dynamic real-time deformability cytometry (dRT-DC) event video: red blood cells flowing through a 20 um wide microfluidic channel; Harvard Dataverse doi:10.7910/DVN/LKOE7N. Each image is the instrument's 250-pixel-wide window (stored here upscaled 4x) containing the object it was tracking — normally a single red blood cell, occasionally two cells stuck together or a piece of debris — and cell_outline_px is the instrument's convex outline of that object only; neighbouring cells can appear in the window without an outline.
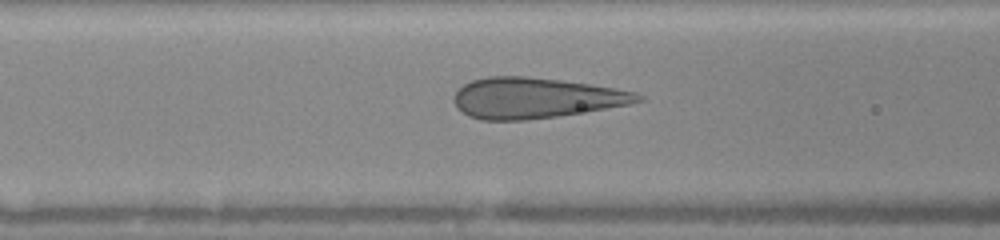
{"species": "human", "species_latin": "Homo sapiens", "temperature_condition": "warm", "stored_images_in_passage": 36, "camera_frame_rate_fps": 3000, "um_per_image_px": 0.085, "donor": {"sex": "female"}, "frame": {"image": 1, "passage_image": 10, "time_ms": 2.667, "image_size_px": [1000, 240], "cell_outline_px": [[644, 100], [628, 104], [560, 116], [524, 120], [480, 120], [468, 116], [452, 100], [456, 92], [464, 84], [472, 80], [488, 76], [528, 76], [560, 80], [616, 88], [636, 92], [644, 96]], "centroid_in_image_um": [45.51, 8.32], "position_along_channel_um": 121.1, "area_um2": 43.35}}
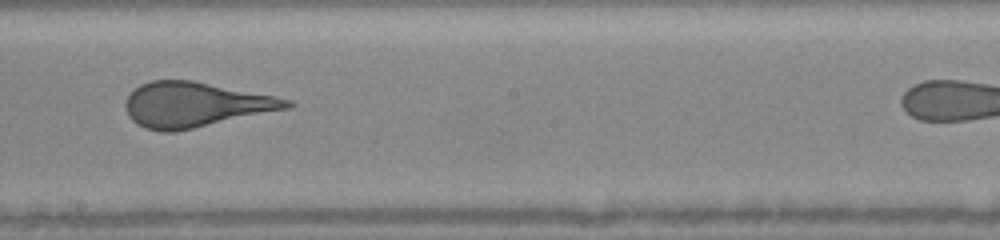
{"frame": {"image": 2, "passage_image": 20, "time_ms": 5.333, "image_size_px": [1000, 240], "cell_outline_px": [[296, 104], [288, 108], [176, 132], [160, 132], [144, 128], [136, 124], [128, 116], [124, 104], [128, 96], [140, 84], [152, 80], [192, 80], [276, 96], [292, 100]], "centroid_in_image_um": [16.57, 8.9], "position_along_channel_um": 231.6, "area_um2": 42.31}}
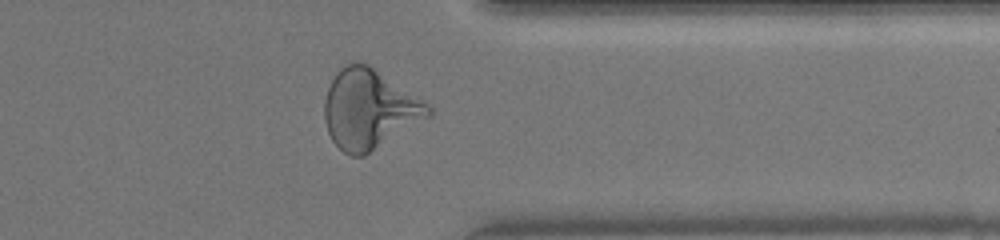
{"frame": {"image": 3, "passage_image": 32, "time_ms": 9.0, "image_size_px": [1000, 240], "cell_outline_px": [[432, 116], [364, 156], [352, 156], [344, 152], [332, 140], [328, 132], [324, 120], [324, 100], [328, 88], [336, 72], [344, 64], [356, 60], [360, 60], [368, 64], [428, 104], [432, 108]], "centroid_in_image_um": [31.37, 9.27], "position_along_channel_um": 380.0, "area_um2": 48.03}, "authors_computed_cell_mechanics": {"area_um2": 42.6853, "velocity_mm_per_s": 4.1381, "shape_relaxation_time_tau1_ms": 7.4437, "shape_relaxation_time_tau2_ms": null, "deformation_change_tau1": 0.2328, "deformation_change_tau2": null}}